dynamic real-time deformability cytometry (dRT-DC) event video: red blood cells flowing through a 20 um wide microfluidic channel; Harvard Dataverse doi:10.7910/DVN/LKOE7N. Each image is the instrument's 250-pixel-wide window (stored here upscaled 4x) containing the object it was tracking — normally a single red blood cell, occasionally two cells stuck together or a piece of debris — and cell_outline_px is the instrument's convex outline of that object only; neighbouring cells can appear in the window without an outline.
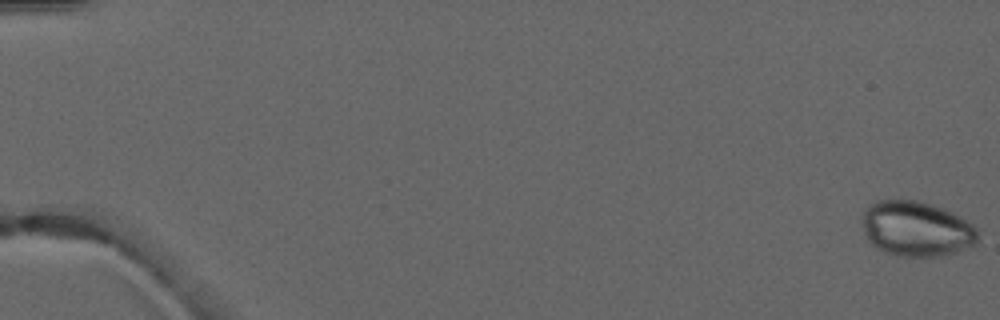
{"species": "common noctule bat (a hibernating species)", "species_latin": "Nyctalus noctula", "temperature_condition": "warm", "stored_images_in_passage": 6, "camera_frame_rate_fps": 3000, "um_per_image_px": 0.085, "animal": {"sex": "male", "forearm_length_mm": 52.5}, "frame": {"image": 1, "passage_image": 1, "time_ms": 0.0, "image_size_px": [1000, 320], "cell_outline_px": [[980, 232], [976, 244], [956, 252], [940, 256], [900, 256], [884, 252], [876, 248], [868, 240], [864, 232], [864, 212], [872, 204], [880, 200], [916, 200], [940, 208], [972, 224]], "centroid_in_image_um": [77.91, 19.48], "position_along_channel_um": 7.1, "area_um2": 36.59}}